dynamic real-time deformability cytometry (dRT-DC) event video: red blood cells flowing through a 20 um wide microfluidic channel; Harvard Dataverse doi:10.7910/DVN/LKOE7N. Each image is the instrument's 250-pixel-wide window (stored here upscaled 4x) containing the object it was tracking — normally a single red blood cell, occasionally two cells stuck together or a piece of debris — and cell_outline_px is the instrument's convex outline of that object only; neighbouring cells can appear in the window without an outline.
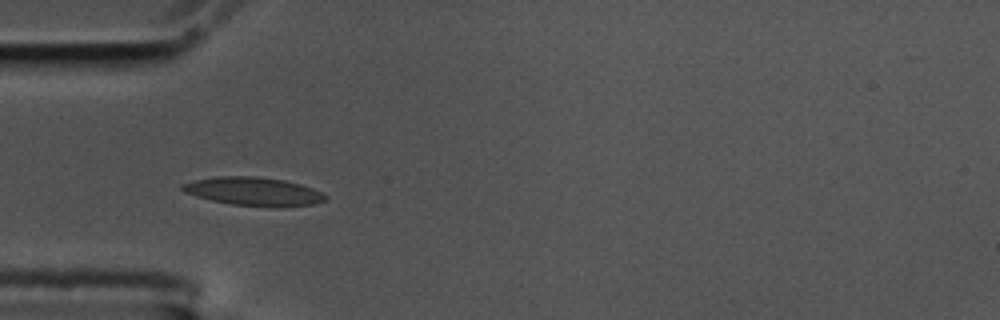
{"species": "common noctule bat (a hibernating species)", "species_latin": "Nyctalus noctula", "temperature_condition": "cold", "stored_images_in_passage": 45, "camera_frame_rate_fps": 3000, "um_per_image_px": 0.085, "animal": {"sex": "male", "body_mass_g": 17.5, "forearm_length_mm": 52.3}, "frame": {"image": 1, "passage_image": 4, "time_ms": 1.0, "image_size_px": [1000, 320], "cell_outline_px": [[328, 196], [324, 200], [316, 204], [280, 208], [272, 208], [232, 204], [212, 200], [196, 196], [184, 192], [180, 188], [180, 184], [192, 180], [216, 176], [256, 176], [284, 180], [300, 184], [312, 188]], "centroid_in_image_um": [21.55, 16.28], "position_along_channel_um": 63.5, "area_um2": 24.04}}
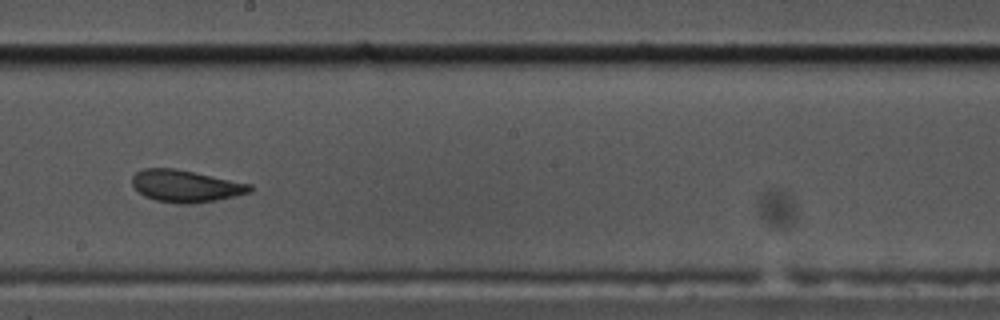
{"frame": {"image": 2, "passage_image": 19, "time_ms": 6.0, "image_size_px": [1000, 320], "cell_outline_px": [[252, 192], [236, 196], [216, 200], [192, 204], [176, 204], [156, 200], [144, 196], [132, 184], [132, 176], [136, 172], [144, 168], [176, 168], [252, 184]], "centroid_in_image_um": [15.8, 15.81], "position_along_channel_um": 232.4, "area_um2": 22.14}}
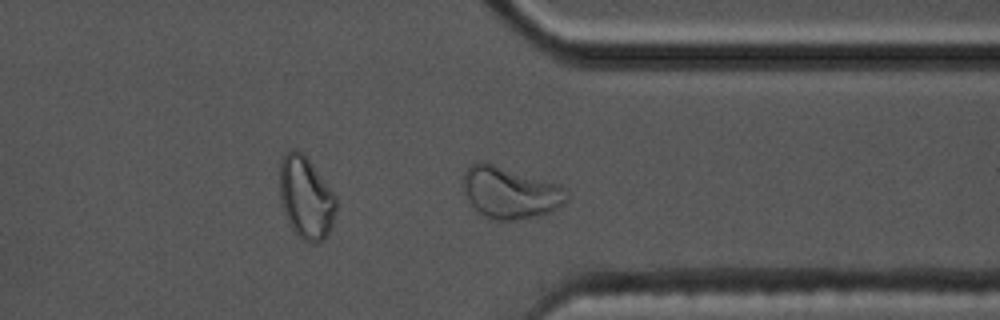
{"frame": {"image": 3, "passage_image": 31, "time_ms": 10.0, "image_size_px": [1000, 320], "cell_outline_px": [[568, 200], [556, 208], [548, 212], [524, 220], [496, 220], [480, 212], [468, 200], [464, 192], [460, 180], [468, 164], [492, 164], [556, 184], [564, 188], [568, 192]], "centroid_in_image_um": [43.33, 16.39], "position_along_channel_um": 368.1, "area_um2": 30.58}, "authors_computed_cell_mechanics": {"area_um2": 22.4842, "velocity_mm_per_s": 3.407, "shape_relaxation_time_tau1_ms": null, "shape_relaxation_time_tau2_ms": 2.2249, "deformation_change_tau1": null, "deformation_change_tau2": 0.0743}}